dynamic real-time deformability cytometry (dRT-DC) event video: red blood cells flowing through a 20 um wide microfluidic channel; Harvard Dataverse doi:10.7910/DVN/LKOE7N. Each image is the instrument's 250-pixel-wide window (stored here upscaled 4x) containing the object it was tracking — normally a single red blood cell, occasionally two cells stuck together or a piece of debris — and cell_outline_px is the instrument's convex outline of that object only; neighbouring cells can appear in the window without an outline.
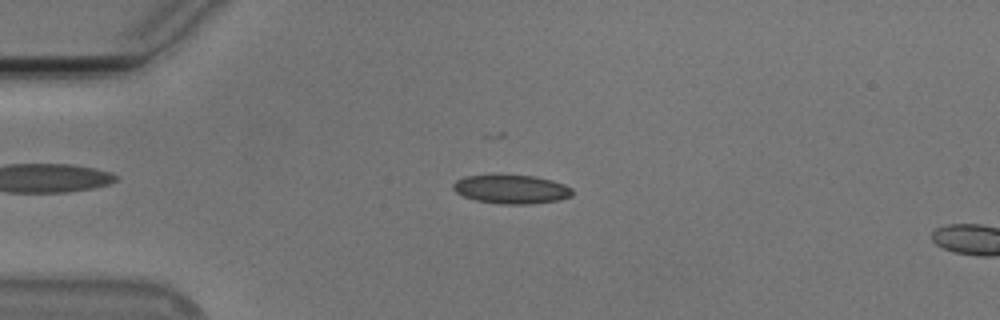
{"species": "Egyptian fruit bat (a non-hibernating species)", "species_latin": "Rousettus aegyptiacus", "temperature_condition": "cold", "stored_images_in_passage": 5, "camera_frame_rate_fps": 3000, "um_per_image_px": 0.085, "animal": {"sex": "male"}, "frame": {"image": 1, "passage_image": 2, "time_ms": 0.333, "image_size_px": [1000, 320], "cell_outline_px": [[572, 196], [560, 200], [532, 204], [500, 204], [476, 200], [464, 196], [456, 192], [452, 188], [452, 184], [456, 180], [464, 176], [536, 176], [552, 180], [564, 184], [572, 188]], "centroid_in_image_um": [43.49, 16.1], "position_along_channel_um": 41.5, "area_um2": 19.88}}